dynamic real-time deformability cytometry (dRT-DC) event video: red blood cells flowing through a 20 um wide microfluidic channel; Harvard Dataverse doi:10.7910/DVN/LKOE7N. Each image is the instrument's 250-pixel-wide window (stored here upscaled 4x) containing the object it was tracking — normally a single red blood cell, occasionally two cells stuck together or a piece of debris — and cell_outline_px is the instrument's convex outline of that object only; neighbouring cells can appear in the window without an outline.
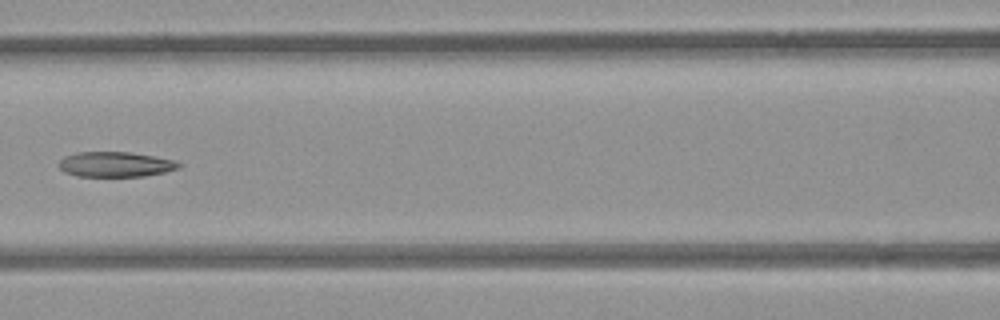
{"species": "common noctule bat (a hibernating species)", "species_latin": "Nyctalus noctula", "temperature_condition": "room temperature", "stored_images_in_passage": 8, "camera_frame_rate_fps": 3000, "um_per_image_px": 0.085, "animal": {"sex": "female", "body_mass_g": 21.9}, "frame": {"image": 1, "passage_image": 7, "time_ms": 2.0, "image_size_px": [1000, 320], "cell_outline_px": [[184, 164], [180, 168], [164, 172], [144, 176], [76, 176], [64, 172], [60, 168], [60, 160], [64, 156], [76, 152], [132, 152], [156, 156], [176, 160]], "centroid_in_image_um": [9.87, 13.96], "position_along_channel_um": 156.7, "area_um2": 17.74}}
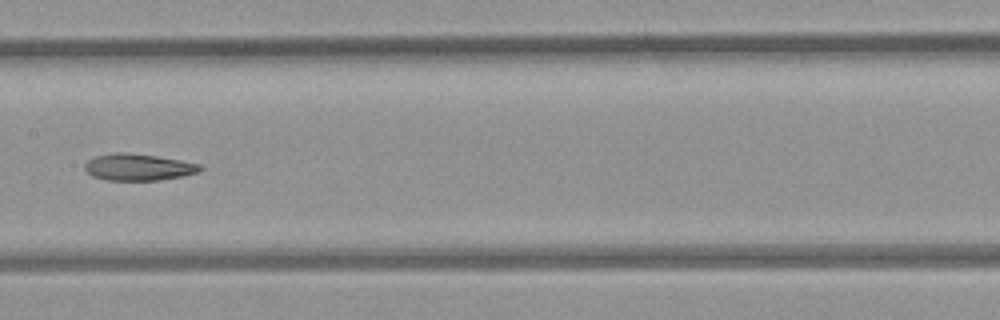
{"frame": {"image": 2, "passage_image": 8, "time_ms": 2.333, "image_size_px": [1000, 320], "cell_outline_px": [[204, 168], [200, 172], [184, 176], [160, 180], [108, 180], [92, 176], [84, 168], [84, 164], [88, 160], [96, 156], [112, 152], [120, 152], [156, 156], [180, 160], [200, 164]], "centroid_in_image_um": [11.78, 14.21], "position_along_channel_um": 195.6, "area_um2": 17.98}}